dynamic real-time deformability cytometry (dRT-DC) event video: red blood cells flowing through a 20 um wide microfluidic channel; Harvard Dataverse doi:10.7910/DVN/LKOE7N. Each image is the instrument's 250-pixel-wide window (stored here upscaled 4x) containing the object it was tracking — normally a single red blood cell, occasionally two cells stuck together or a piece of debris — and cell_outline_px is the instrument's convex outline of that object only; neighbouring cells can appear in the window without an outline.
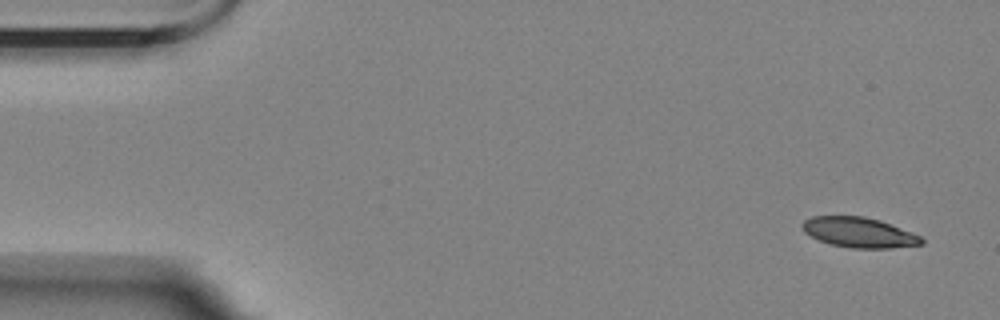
{"species": "Egyptian fruit bat (a non-hibernating species)", "species_latin": "Rousettus aegyptiacus", "temperature_condition": "room temperature", "stored_images_in_passage": 6, "camera_frame_rate_fps": 3000, "um_per_image_px": 0.085, "animal": {"sex": "female"}, "frame": {"image": 1, "passage_image": 1, "time_ms": 0.0, "image_size_px": [1000, 320], "cell_outline_px": [[924, 244], [888, 248], [852, 248], [832, 244], [820, 240], [804, 232], [800, 224], [804, 220], [812, 216], [864, 216], [880, 220], [912, 232], [920, 236], [924, 240]], "centroid_in_image_um": [73.02, 19.75], "position_along_channel_um": 12.0, "area_um2": 20.87}}
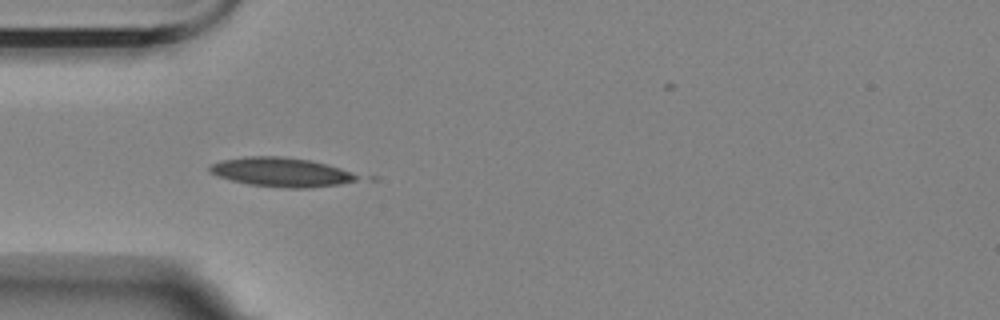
{"frame": {"image": 2, "passage_image": 5, "time_ms": 4.667, "image_size_px": [1000, 320], "cell_outline_px": [[356, 180], [340, 184], [308, 188], [288, 188], [248, 184], [232, 180], [208, 172], [208, 168], [212, 164], [224, 160], [244, 156], [280, 156], [312, 160], [328, 164], [340, 168], [356, 176]], "centroid_in_image_um": [23.87, 14.62], "position_along_channel_um": 61.1, "area_um2": 24.74}}
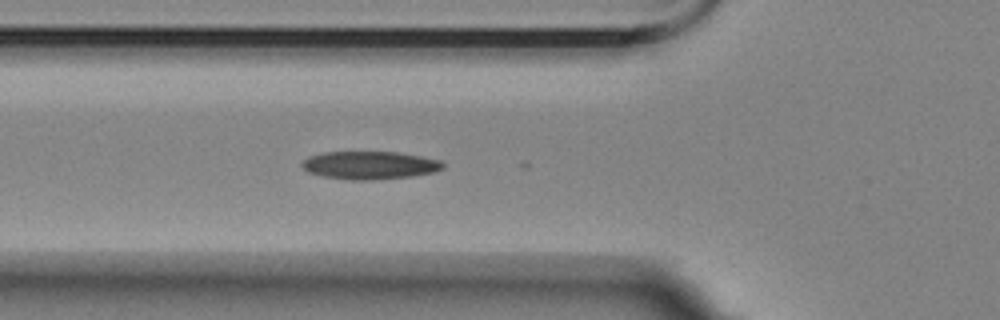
{"frame": {"image": 3, "passage_image": 6, "time_ms": 5.667, "image_size_px": [1000, 320], "cell_outline_px": [[444, 168], [432, 172], [412, 176], [372, 180], [348, 180], [324, 176], [308, 172], [300, 164], [308, 156], [324, 152], [400, 152], [440, 160], [444, 164]], "centroid_in_image_um": [31.42, 14.04], "position_along_channel_um": 94.4, "area_um2": 22.95}}